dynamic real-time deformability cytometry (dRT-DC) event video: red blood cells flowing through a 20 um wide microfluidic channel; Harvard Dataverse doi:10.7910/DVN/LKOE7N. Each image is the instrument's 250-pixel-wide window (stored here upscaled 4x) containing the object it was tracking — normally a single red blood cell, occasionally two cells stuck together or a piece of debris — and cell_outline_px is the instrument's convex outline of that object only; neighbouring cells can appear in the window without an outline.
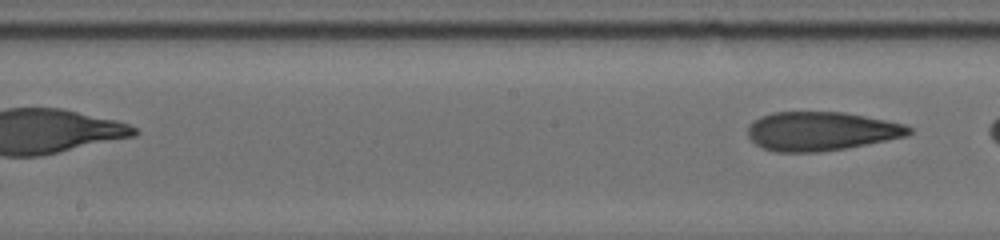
{"species": "human", "species_latin": "Homo sapiens", "temperature_condition": "cold", "stored_images_in_passage": 13, "segment_of_instrument_passage": [2, 2], "camera_frame_rate_fps": 3000, "um_per_image_px": 0.085, "donor": {"sex": "male"}, "frame": {"image": 1, "passage_image": 13, "time_ms": 5.667, "image_size_px": [1000, 240], "cell_outline_px": [[912, 132], [904, 136], [844, 148], [816, 152], [776, 152], [764, 148], [756, 144], [748, 136], [748, 128], [752, 120], [760, 116], [772, 112], [844, 112], [904, 124], [912, 128]], "centroid_in_image_um": [69.73, 11.14], "position_along_channel_um": 178.5, "area_um2": 36.13}}